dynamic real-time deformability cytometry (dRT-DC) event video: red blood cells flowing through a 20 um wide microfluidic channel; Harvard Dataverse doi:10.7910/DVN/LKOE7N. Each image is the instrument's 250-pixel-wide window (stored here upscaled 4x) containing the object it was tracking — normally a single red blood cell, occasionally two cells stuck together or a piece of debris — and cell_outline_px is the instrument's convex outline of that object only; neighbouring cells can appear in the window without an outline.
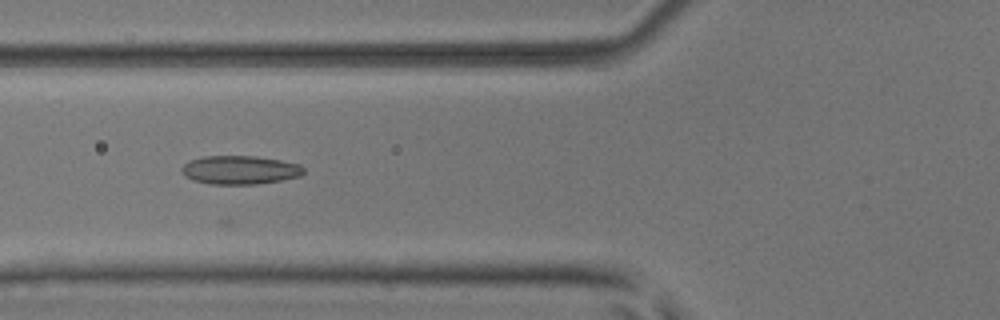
{"species": "common noctule bat (a hibernating species)", "species_latin": "Nyctalus noctula", "temperature_condition": "room temperature", "stored_images_in_passage": 27, "camera_frame_rate_fps": 3000, "um_per_image_px": 0.085, "animal": {"sex": "male", "body_mass_g": 17.9, "forearm_length_mm": 54.2}, "frame": {"image": 1, "passage_image": 5, "time_ms": 1.333, "image_size_px": [1000, 320], "cell_outline_px": [[304, 172], [300, 176], [280, 180], [256, 184], [208, 184], [192, 180], [184, 176], [180, 168], [188, 160], [204, 156], [256, 156], [280, 160], [300, 164], [304, 168]], "centroid_in_image_um": [20.35, 14.44], "position_along_channel_um": 105.4, "area_um2": 20.46}}
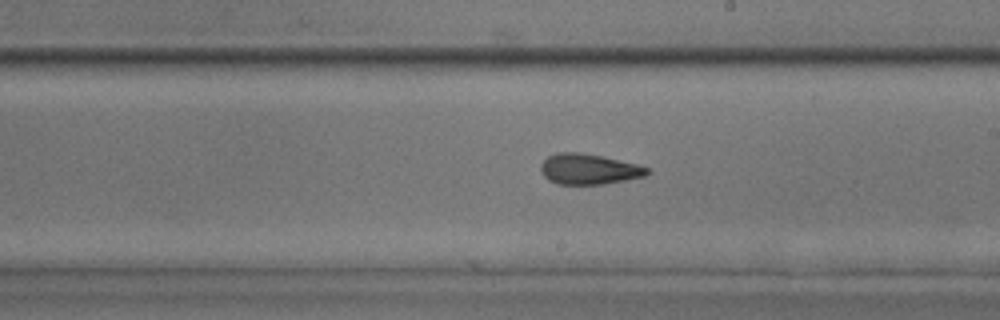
{"frame": {"image": 2, "passage_image": 15, "time_ms": 4.667, "image_size_px": [1000, 320], "cell_outline_px": [[648, 172], [644, 176], [624, 180], [600, 184], [556, 184], [548, 180], [540, 172], [540, 164], [548, 156], [556, 152], [580, 152], [604, 156], [636, 164], [648, 168]], "centroid_in_image_um": [49.98, 14.36], "position_along_channel_um": 239.0, "area_um2": 18.9}}
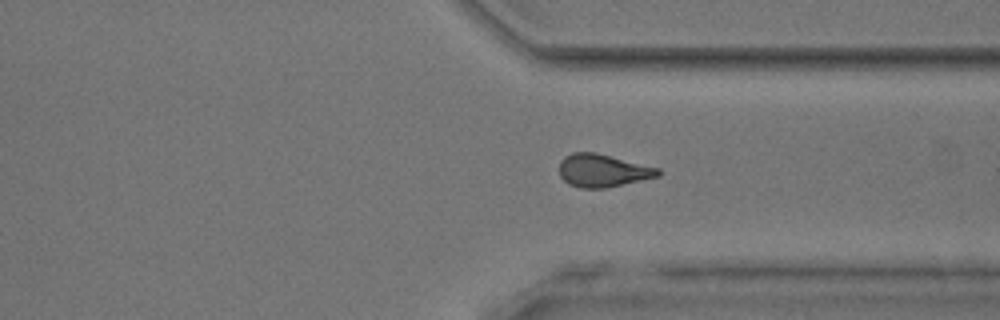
{"frame": {"image": 3, "passage_image": 24, "time_ms": 7.667, "image_size_px": [1000, 320], "cell_outline_px": [[660, 176], [604, 188], [580, 188], [568, 184], [560, 176], [560, 160], [564, 156], [572, 152], [596, 152], [660, 168]], "centroid_in_image_um": [51.22, 14.49], "position_along_channel_um": 360.2, "area_um2": 18.96}}